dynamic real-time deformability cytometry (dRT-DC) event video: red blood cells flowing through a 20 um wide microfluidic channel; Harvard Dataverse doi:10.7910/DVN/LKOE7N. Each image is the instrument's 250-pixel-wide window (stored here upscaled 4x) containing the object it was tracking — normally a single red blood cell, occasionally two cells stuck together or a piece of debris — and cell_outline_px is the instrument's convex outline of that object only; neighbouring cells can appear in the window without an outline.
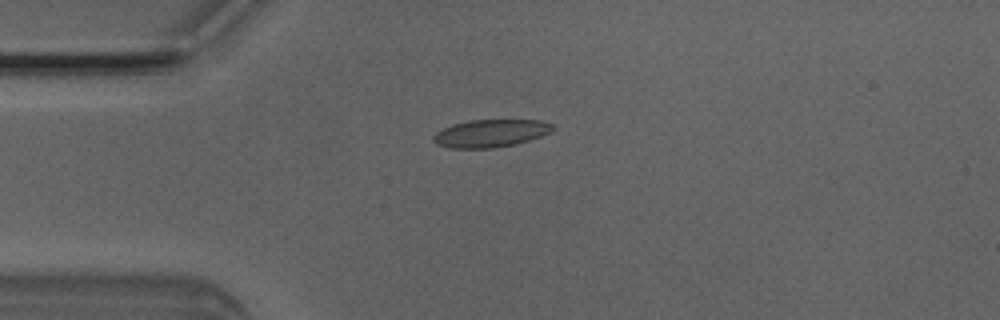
{"species": "Egyptian fruit bat (a non-hibernating species)", "species_latin": "Rousettus aegyptiacus", "temperature_condition": "room temperature", "stored_images_in_passage": 4, "camera_frame_rate_fps": 3000, "um_per_image_px": 0.085, "animal": {"sex": "male"}, "frame": {"image": 1, "passage_image": 2, "time_ms": 0.333, "image_size_px": [1000, 320], "cell_outline_px": [[556, 128], [552, 132], [516, 144], [492, 148], [452, 148], [436, 144], [432, 140], [432, 136], [436, 132], [452, 124], [468, 120], [540, 120], [552, 124]], "centroid_in_image_um": [41.7, 11.32], "position_along_channel_um": 43.3, "area_um2": 19.31}}